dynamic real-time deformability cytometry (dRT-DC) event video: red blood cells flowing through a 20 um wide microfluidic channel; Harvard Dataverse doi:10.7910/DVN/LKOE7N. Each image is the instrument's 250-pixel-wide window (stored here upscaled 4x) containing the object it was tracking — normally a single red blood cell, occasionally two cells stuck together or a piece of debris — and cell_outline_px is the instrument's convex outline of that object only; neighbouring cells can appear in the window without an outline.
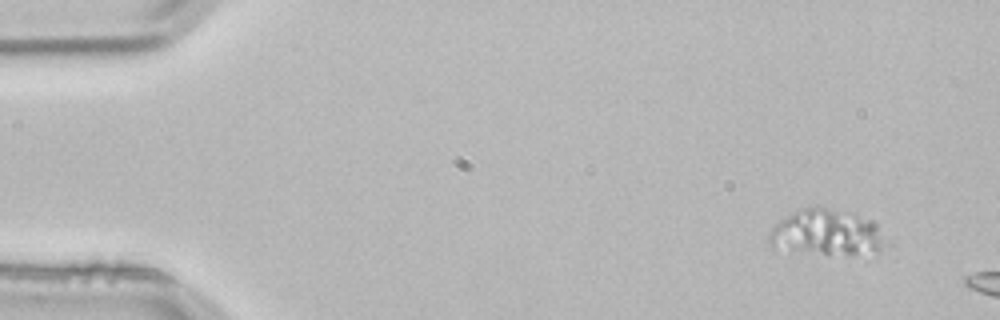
{"species": "common noctule bat (a hibernating species)", "species_latin": "Nyctalus noctula", "temperature_condition": "room temperature", "stored_images_in_passage": 3, "camera_frame_rate_fps": 3000, "um_per_image_px": 0.085, "animal": {"sex": "male", "body_mass_g": 21.5, "forearm_length_mm": 52.0}, "frame": {"image": 1, "passage_image": 1, "time_ms": 0.0, "image_size_px": [1000, 320], "cell_outline_px": [[892, 244], [876, 256], [772, 248], [764, 240], [772, 228], [780, 220], [792, 212], [800, 208], [828, 208], [852, 212], [872, 220], [892, 240]], "centroid_in_image_um": [70.42, 19.79], "position_along_channel_um": 14.6, "area_um2": 32.08}}